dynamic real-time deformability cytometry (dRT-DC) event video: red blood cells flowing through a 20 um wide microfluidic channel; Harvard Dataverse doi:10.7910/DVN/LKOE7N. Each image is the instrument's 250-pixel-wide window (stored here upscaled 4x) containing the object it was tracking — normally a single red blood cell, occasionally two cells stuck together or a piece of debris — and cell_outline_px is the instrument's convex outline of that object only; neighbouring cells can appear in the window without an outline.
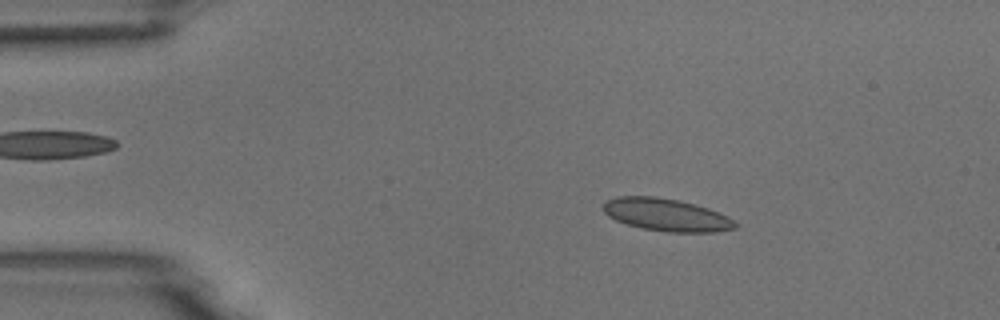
{"species": "common noctule bat (a hibernating species)", "species_latin": "Nyctalus noctula", "temperature_condition": "room temperature", "stored_images_in_passage": 10, "camera_frame_rate_fps": 3000, "um_per_image_px": 0.085, "animal": {"sex": "male", "body_mass_g": 18.8}, "frame": {"image": 1, "passage_image": 2, "time_ms": 0.333, "image_size_px": [1000, 320], "cell_outline_px": [[740, 224], [736, 228], [716, 232], [668, 232], [640, 228], [616, 220], [608, 216], [604, 212], [604, 200], [616, 196], [656, 196], [680, 200], [696, 204], [708, 208], [728, 216]], "centroid_in_image_um": [56.66, 18.25], "position_along_channel_um": 28.3, "area_um2": 25.32}}
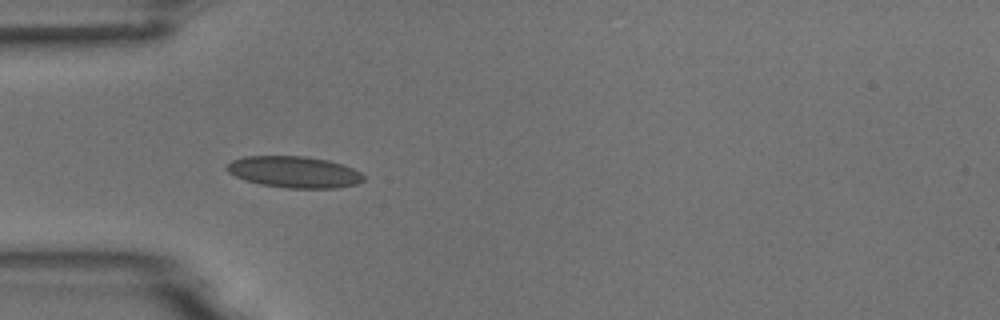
{"frame": {"image": 2, "passage_image": 4, "time_ms": 1.0, "image_size_px": [1000, 320], "cell_outline_px": [[364, 180], [356, 184], [336, 188], [288, 188], [260, 184], [244, 180], [228, 172], [224, 168], [232, 160], [244, 156], [308, 156], [328, 160], [352, 168], [360, 172], [364, 176]], "centroid_in_image_um": [24.98, 14.61], "position_along_channel_um": 60.0, "area_um2": 25.09}}
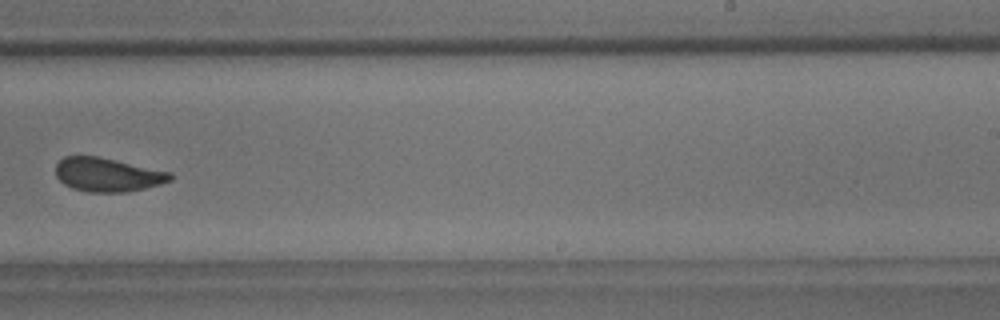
{"frame": {"image": 3, "passage_image": 9, "time_ms": 2.667, "image_size_px": [1000, 320], "cell_outline_px": [[172, 180], [160, 184], [128, 192], [88, 192], [72, 188], [64, 184], [56, 176], [56, 164], [64, 156], [100, 156], [172, 172]], "centroid_in_image_um": [9.15, 14.84], "position_along_channel_um": 279.9, "area_um2": 22.72}}